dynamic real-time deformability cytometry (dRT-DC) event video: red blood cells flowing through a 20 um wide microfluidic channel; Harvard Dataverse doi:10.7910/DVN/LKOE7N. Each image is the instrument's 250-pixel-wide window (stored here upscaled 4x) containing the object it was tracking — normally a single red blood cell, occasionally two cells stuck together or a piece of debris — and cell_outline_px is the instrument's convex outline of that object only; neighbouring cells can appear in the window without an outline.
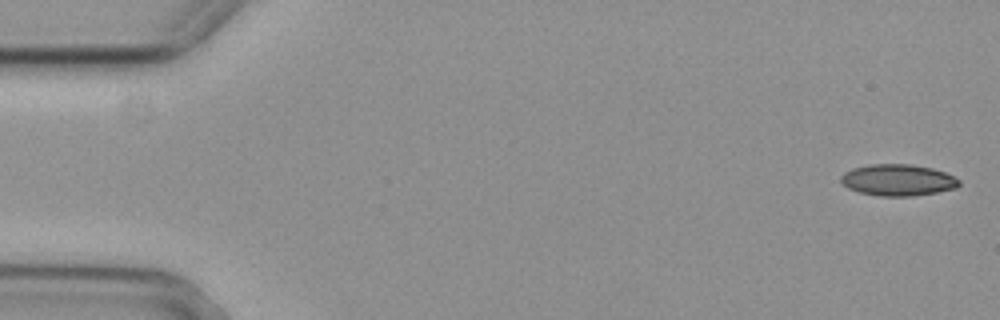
{"species": "common noctule bat (a hibernating species)", "species_latin": "Nyctalus noctula", "temperature_condition": "cold", "stored_images_in_passage": 4, "camera_frame_rate_fps": 3000, "um_per_image_px": 0.085, "animal": {"sex": "female", "body_mass_g": 29.2, "forearm_length_mm": 56.3}, "frame": {"image": 1, "passage_image": 4, "time_ms": 1.0, "image_size_px": [1000, 320], "cell_outline_px": [[960, 184], [956, 188], [936, 192], [912, 196], [880, 196], [860, 192], [848, 188], [840, 180], [840, 176], [844, 172], [852, 168], [868, 164], [912, 164], [932, 168], [944, 172], [960, 180]], "centroid_in_image_um": [76.3, 15.29], "position_along_channel_um": 8.7, "area_um2": 21.68}}